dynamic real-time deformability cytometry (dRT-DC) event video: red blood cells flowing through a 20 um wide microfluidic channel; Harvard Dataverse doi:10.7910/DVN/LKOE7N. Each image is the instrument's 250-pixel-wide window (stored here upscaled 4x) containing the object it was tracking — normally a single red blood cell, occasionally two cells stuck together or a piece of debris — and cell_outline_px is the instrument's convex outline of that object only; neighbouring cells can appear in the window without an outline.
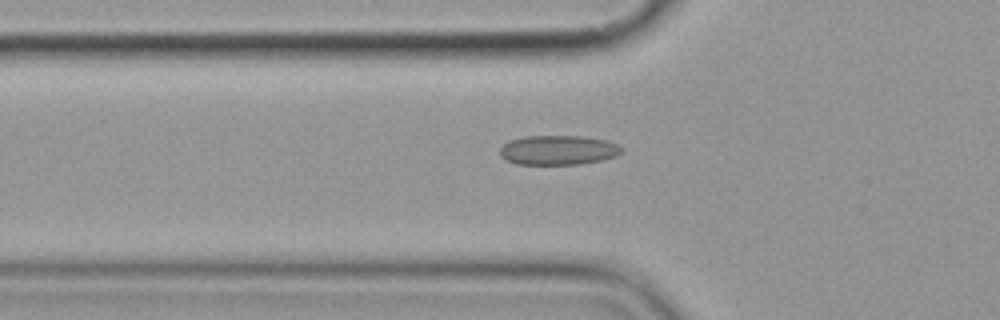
{"species": "common noctule bat (a hibernating species)", "species_latin": "Nyctalus noctula", "temperature_condition": "cold", "stored_images_in_passage": 5, "camera_frame_rate_fps": 3000, "um_per_image_px": 0.085, "animal": {"sex": "female", "body_mass_g": 19.9}, "frame": {"image": 1, "passage_image": 5, "time_ms": 4.667, "image_size_px": [1000, 320], "cell_outline_px": [[624, 152], [616, 156], [600, 160], [580, 164], [516, 164], [500, 156], [500, 148], [504, 144], [512, 140], [524, 136], [580, 136], [608, 140], [624, 148]], "centroid_in_image_um": [47.48, 12.75], "position_along_channel_um": 78.3, "area_um2": 20.92}}